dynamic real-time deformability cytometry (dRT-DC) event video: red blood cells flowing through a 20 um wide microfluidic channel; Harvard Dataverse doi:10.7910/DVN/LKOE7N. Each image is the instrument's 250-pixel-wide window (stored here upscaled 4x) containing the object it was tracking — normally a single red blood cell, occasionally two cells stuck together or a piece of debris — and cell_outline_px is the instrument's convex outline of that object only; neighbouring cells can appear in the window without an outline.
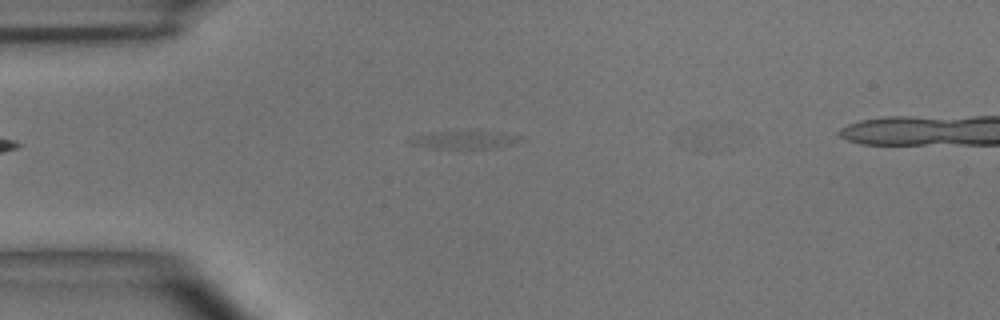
{"species": "common noctule bat (a hibernating species)", "species_latin": "Nyctalus noctula", "temperature_condition": "room temperature", "stored_images_in_passage": 2, "camera_frame_rate_fps": 3000, "um_per_image_px": 0.085, "animal": {"sex": "male", "body_mass_g": 15.6}, "frame": {"image": 1, "passage_image": 2, "time_ms": 1.0, "image_size_px": [1000, 320], "cell_outline_px": [[524, 140], [496, 148], [428, 148], [412, 144], [408, 140], [412, 136], [432, 132], [500, 132], [520, 136]], "centroid_in_image_um": [39.47, 11.89], "position_along_channel_um": 45.5, "area_um2": 11.27}}